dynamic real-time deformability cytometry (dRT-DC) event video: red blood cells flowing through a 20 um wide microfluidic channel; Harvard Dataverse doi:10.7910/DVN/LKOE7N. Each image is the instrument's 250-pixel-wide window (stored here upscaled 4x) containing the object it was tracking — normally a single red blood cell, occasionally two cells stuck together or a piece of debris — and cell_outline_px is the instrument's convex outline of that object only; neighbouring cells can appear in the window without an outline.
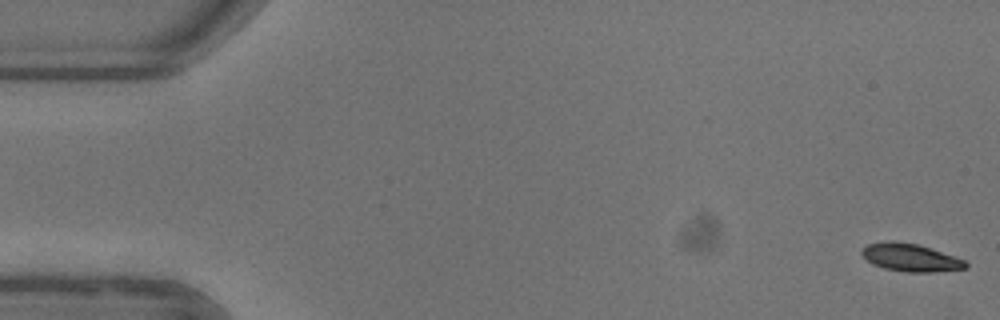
{"species": "common noctule bat (a hibernating species)", "species_latin": "Nyctalus noctula", "temperature_condition": "warm", "stored_images_in_passage": 50, "camera_frame_rate_fps": 3000, "um_per_image_px": 0.085, "animal": {"sex": "female"}, "frame": {"image": 1, "passage_image": 1, "time_ms": 0.0, "image_size_px": [1000, 320], "cell_outline_px": [[968, 268], [932, 272], [908, 272], [884, 268], [872, 264], [860, 252], [868, 244], [888, 240], [892, 240], [916, 244], [932, 248], [964, 260], [968, 264]], "centroid_in_image_um": [77.4, 21.89], "position_along_channel_um": 7.6, "area_um2": 16.7}}
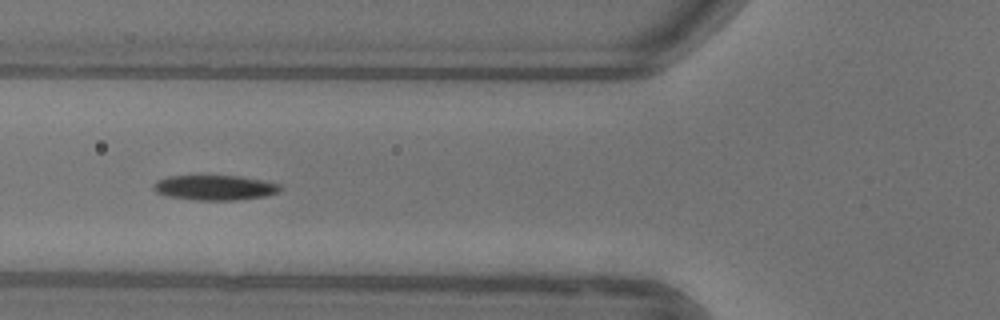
{"frame": {"image": 2, "passage_image": 20, "time_ms": 6.333, "image_size_px": [1000, 320], "cell_outline_px": [[284, 188], [280, 192], [264, 196], [236, 200], [196, 200], [168, 196], [156, 192], [152, 188], [156, 180], [168, 176], [240, 176], [280, 184]], "centroid_in_image_um": [18.27, 15.95], "position_along_channel_um": 107.5, "area_um2": 18.44}}
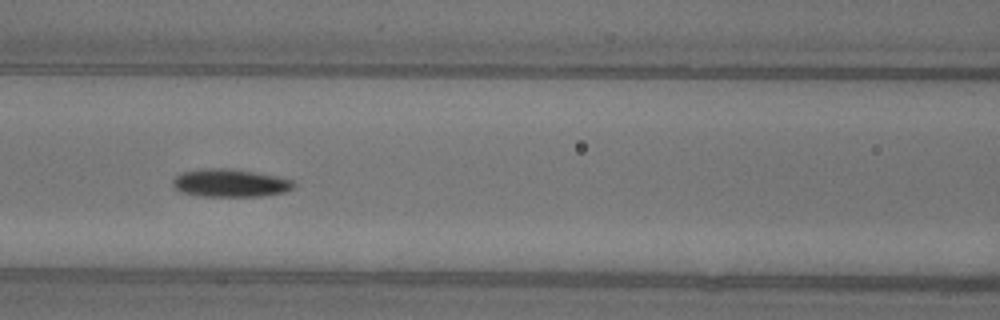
{"frame": {"image": 3, "passage_image": 23, "time_ms": 7.333, "image_size_px": [1000, 320], "cell_outline_px": [[292, 188], [284, 192], [260, 196], [200, 196], [180, 192], [172, 184], [172, 180], [180, 172], [204, 168], [228, 168], [276, 176], [292, 180]], "centroid_in_image_um": [19.49, 15.55], "position_along_channel_um": 147.1, "area_um2": 19.48}, "authors_computed_cell_mechanics": {"area_um2": 18.1203, "velocity_mm_per_s": 3.9103, "shape_relaxation_time_tau1_ms": 2.6161, "shape_relaxation_time_tau2_ms": null, "deformation_change_tau1": 0.1218, "deformation_change_tau2": null}}